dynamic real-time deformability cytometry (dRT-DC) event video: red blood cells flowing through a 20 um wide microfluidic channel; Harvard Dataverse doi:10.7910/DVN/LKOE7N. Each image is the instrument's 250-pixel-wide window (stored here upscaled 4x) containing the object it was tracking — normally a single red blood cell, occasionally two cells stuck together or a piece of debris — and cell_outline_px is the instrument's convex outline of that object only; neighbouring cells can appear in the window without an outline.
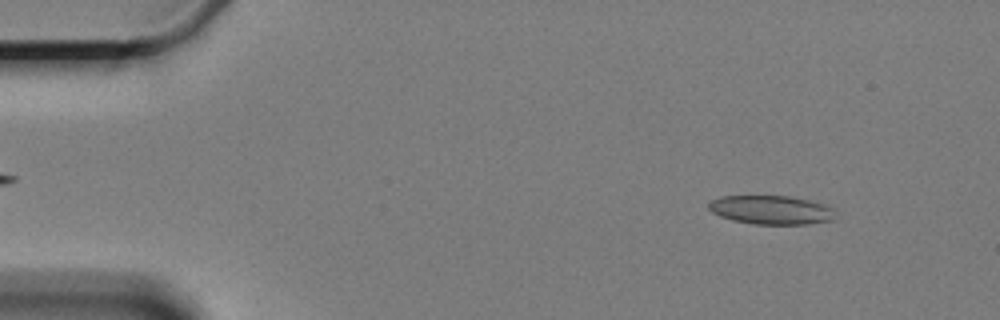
{"species": "Egyptian fruit bat (a non-hibernating species)", "species_latin": "Rousettus aegyptiacus", "temperature_condition": "cold", "stored_images_in_passage": 59, "camera_frame_rate_fps": 3000, "um_per_image_px": 0.085, "animal": {"sex": "female"}, "frame": {"image": 1, "passage_image": 6, "time_ms": 1.667, "image_size_px": [1000, 320], "cell_outline_px": [[832, 220], [808, 224], [752, 224], [732, 220], [720, 216], [712, 212], [708, 208], [708, 204], [712, 200], [720, 196], [792, 196], [824, 204], [832, 208]], "centroid_in_image_um": [65.5, 17.84], "position_along_channel_um": 19.5, "area_um2": 21.15}}
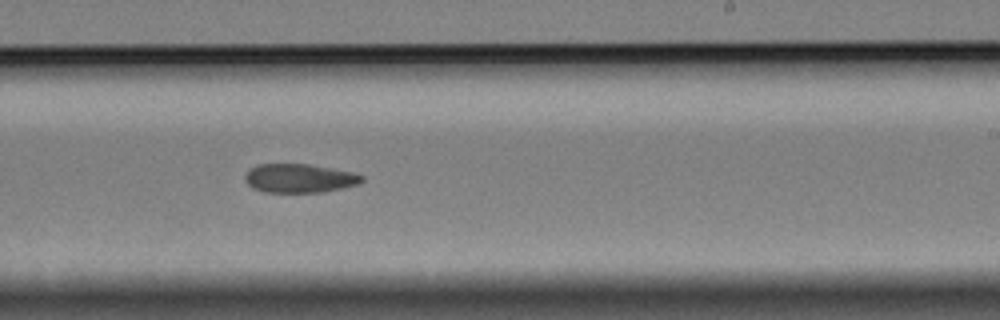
{"frame": {"image": 2, "passage_image": 36, "time_ms": 11.667, "image_size_px": [1000, 320], "cell_outline_px": [[364, 180], [360, 184], [324, 192], [264, 192], [252, 188], [244, 180], [244, 176], [256, 164], [308, 164], [332, 168], [352, 172], [364, 176]], "centroid_in_image_um": [25.47, 15.15], "position_along_channel_um": 263.5, "area_um2": 19.71}}
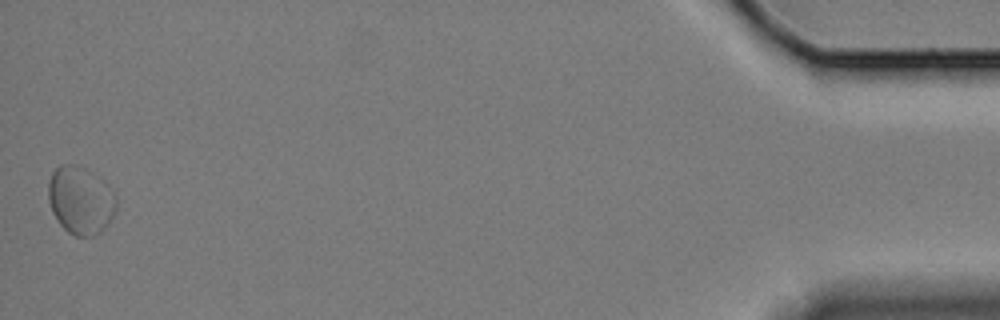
{"frame": {"image": 3, "passage_image": 59, "time_ms": 19.333, "image_size_px": [1000, 320], "cell_outline_px": [[116, 212], [104, 228], [96, 236], [76, 236], [68, 232], [60, 224], [52, 212], [48, 200], [48, 184], [52, 172], [60, 164], [72, 164], [112, 192], [116, 196]], "centroid_in_image_um": [6.79, 17.12], "position_along_channel_um": 428.4, "area_um2": 25.72}, "authors_computed_cell_mechanics": {"area_um2": 21.1548, "velocity_mm_per_s": 3.3057, "shape_relaxation_time_tau1_ms": null, "shape_relaxation_time_tau2_ms": 5.7201, "deformation_change_tau1": null, "deformation_change_tau2": 0.0842}}